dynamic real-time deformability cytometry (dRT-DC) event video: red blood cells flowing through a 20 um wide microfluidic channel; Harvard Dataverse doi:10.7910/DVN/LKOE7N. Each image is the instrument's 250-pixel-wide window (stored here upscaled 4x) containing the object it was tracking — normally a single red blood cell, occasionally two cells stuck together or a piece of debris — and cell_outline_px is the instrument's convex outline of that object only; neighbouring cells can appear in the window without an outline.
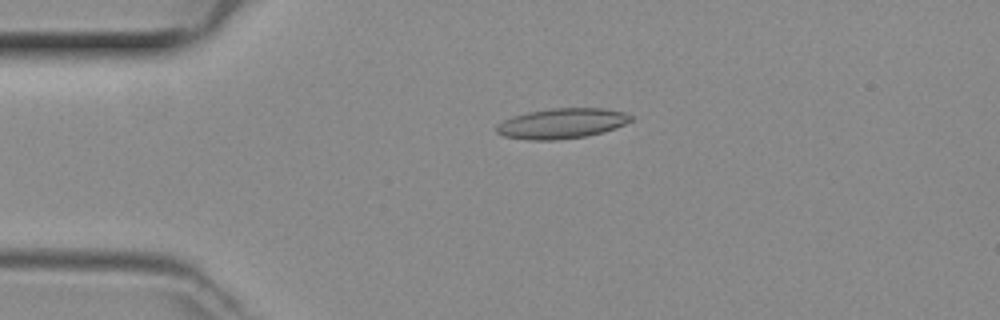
{"species": "common noctule bat (a hibernating species)", "species_latin": "Nyctalus noctula", "temperature_condition": "room temperature", "stored_images_in_passage": 48, "camera_frame_rate_fps": 3000, "um_per_image_px": 0.085, "animal": {"sex": "female", "body_mass_g": 29.2, "forearm_length_mm": 56.3}, "frame": {"image": 1, "passage_image": 11, "time_ms": 3.333, "image_size_px": [1000, 320], "cell_outline_px": [[632, 120], [616, 128], [604, 132], [584, 136], [556, 140], [528, 140], [504, 136], [496, 132], [496, 124], [512, 116], [528, 112], [552, 108], [600, 108], [624, 112], [632, 116]], "centroid_in_image_um": [47.73, 10.49], "position_along_channel_um": 37.3, "area_um2": 23.64}}
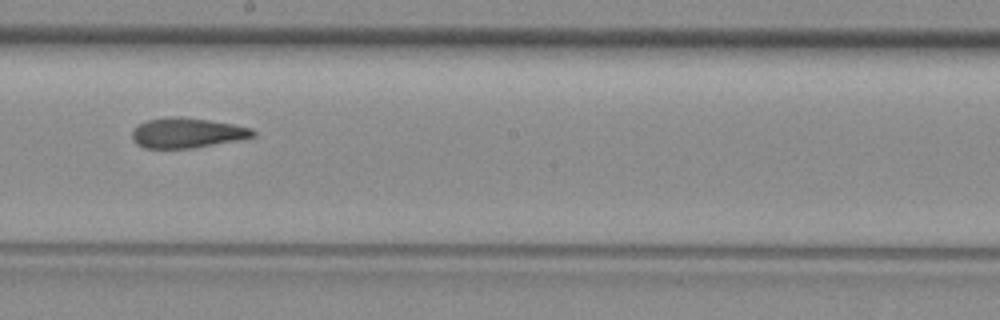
{"frame": {"image": 2, "passage_image": 27, "time_ms": 8.667, "image_size_px": [1000, 320], "cell_outline_px": [[256, 136], [236, 140], [192, 148], [144, 148], [136, 144], [132, 140], [132, 132], [140, 124], [148, 120], [172, 116], [180, 116], [208, 120], [232, 124], [252, 128], [256, 132]], "centroid_in_image_um": [15.89, 11.29], "position_along_channel_um": 232.3, "area_um2": 20.98}}
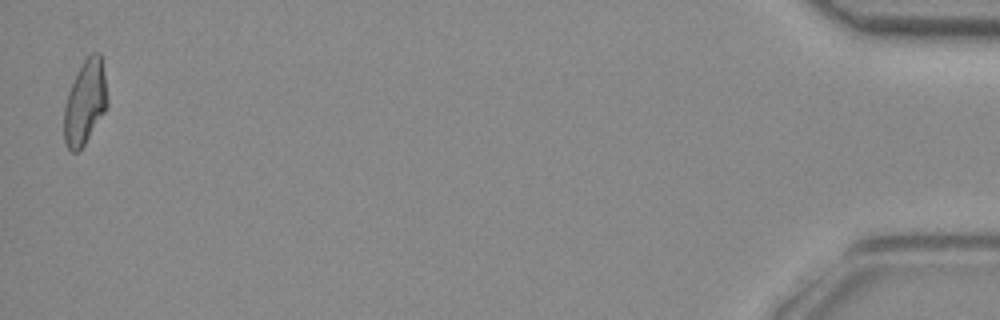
{"frame": {"image": 3, "passage_image": 48, "time_ms": 15.667, "image_size_px": [1000, 320], "cell_outline_px": [[108, 104], [104, 112], [84, 144], [76, 152], [72, 152], [68, 148], [64, 140], [64, 104], [68, 92], [76, 72], [84, 60], [92, 52], [100, 52], [104, 72], [108, 100]], "centroid_in_image_um": [7.22, 8.67], "position_along_channel_um": 428.0, "area_um2": 21.15}}